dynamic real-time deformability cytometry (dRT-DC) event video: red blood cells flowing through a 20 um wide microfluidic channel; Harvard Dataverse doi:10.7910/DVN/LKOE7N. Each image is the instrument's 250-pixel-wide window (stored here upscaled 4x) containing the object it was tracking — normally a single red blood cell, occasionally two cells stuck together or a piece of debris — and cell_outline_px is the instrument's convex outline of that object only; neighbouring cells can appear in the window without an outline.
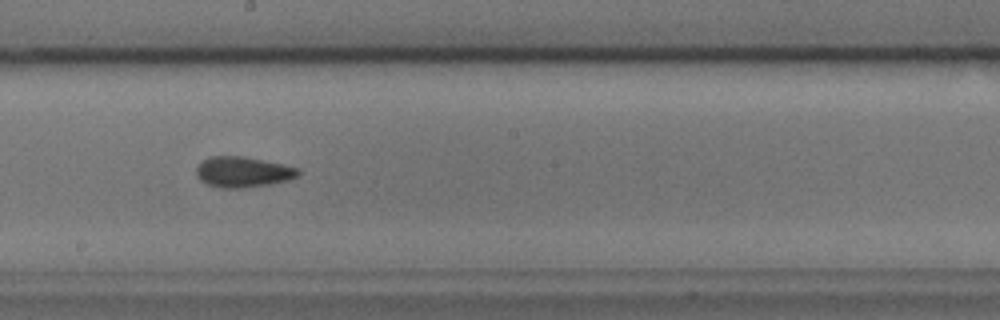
{"species": "common noctule bat (a hibernating species)", "species_latin": "Nyctalus noctula", "temperature_condition": "cold", "stored_images_in_passage": 37, "camera_frame_rate_fps": 3000, "um_per_image_px": 0.085, "animal": {"sex": "male", "body_mass_g": 17.9, "forearm_length_mm": 54.2}, "frame": {"image": 1, "passage_image": 16, "time_ms": 5.0, "image_size_px": [1000, 320], "cell_outline_px": [[300, 172], [296, 176], [288, 180], [272, 184], [240, 188], [224, 188], [208, 184], [200, 180], [196, 176], [196, 168], [208, 156], [244, 156], [300, 168]], "centroid_in_image_um": [20.64, 14.61], "position_along_channel_um": 227.6, "area_um2": 18.09}}